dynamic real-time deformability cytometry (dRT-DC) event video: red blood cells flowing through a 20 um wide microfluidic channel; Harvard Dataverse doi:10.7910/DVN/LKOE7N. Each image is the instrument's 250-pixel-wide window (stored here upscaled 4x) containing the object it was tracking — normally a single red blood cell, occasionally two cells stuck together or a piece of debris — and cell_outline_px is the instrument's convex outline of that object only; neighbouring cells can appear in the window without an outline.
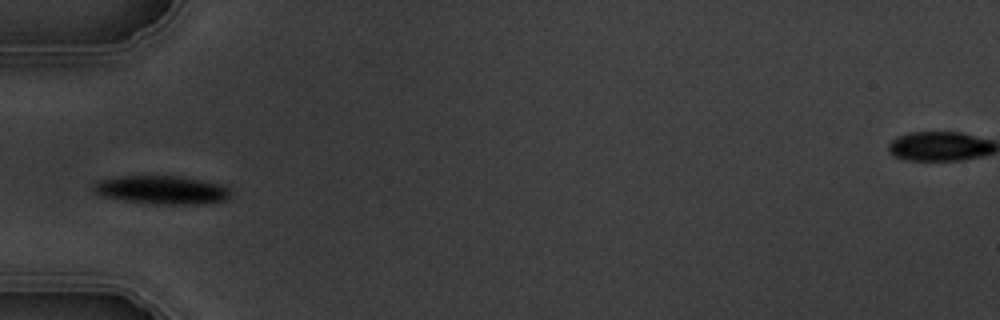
{"species": "common noctule bat (a hibernating species)", "species_latin": "Nyctalus noctula", "temperature_condition": "warm", "stored_images_in_passage": 6, "camera_frame_rate_fps": 3000, "um_per_image_px": 0.085, "animal": {"sex": "male", "body_mass_g": 19.5, "forearm_length_mm": 54.6}, "frame": {"image": 1, "passage_image": 6, "time_ms": 5.667, "image_size_px": [1000, 320], "cell_outline_px": [[232, 192], [224, 200], [196, 204], [152, 204], [104, 196], [92, 192], [92, 184], [96, 180], [116, 176], [180, 176], [204, 180], [220, 184], [228, 188]], "centroid_in_image_um": [13.7, 16.12], "position_along_channel_um": 71.3, "area_um2": 22.72}}